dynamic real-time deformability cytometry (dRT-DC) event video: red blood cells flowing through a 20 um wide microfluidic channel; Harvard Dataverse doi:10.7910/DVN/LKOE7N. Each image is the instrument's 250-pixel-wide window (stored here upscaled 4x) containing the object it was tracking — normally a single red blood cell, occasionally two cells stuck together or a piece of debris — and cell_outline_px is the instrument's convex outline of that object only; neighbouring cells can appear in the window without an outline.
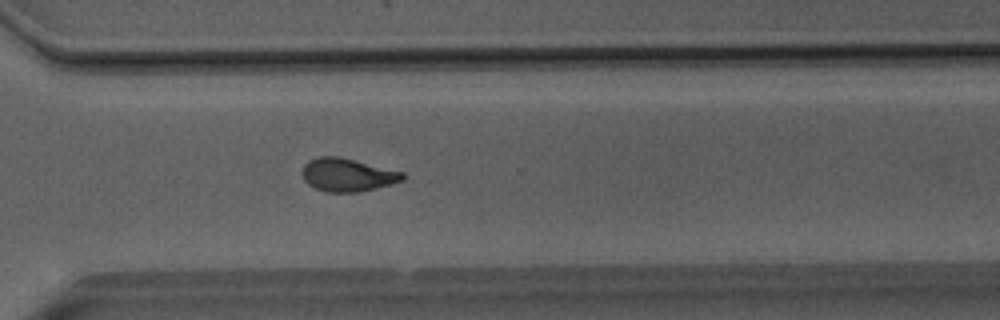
{"species": "Egyptian fruit bat (a non-hibernating species)", "species_latin": "Rousettus aegyptiacus", "temperature_condition": "room temperature", "stored_images_in_passage": 44, "camera_frame_rate_fps": 3000, "um_per_image_px": 0.085, "animal": {"sex": "male"}, "frame": {"image": 1, "passage_image": 36, "time_ms": 11.667, "image_size_px": [1000, 320], "cell_outline_px": [[404, 180], [392, 184], [376, 188], [356, 192], [328, 192], [316, 188], [308, 184], [304, 180], [300, 172], [304, 164], [308, 160], [316, 156], [340, 156], [404, 172]], "centroid_in_image_um": [29.51, 14.85], "position_along_channel_um": 341.1, "area_um2": 19.59}}
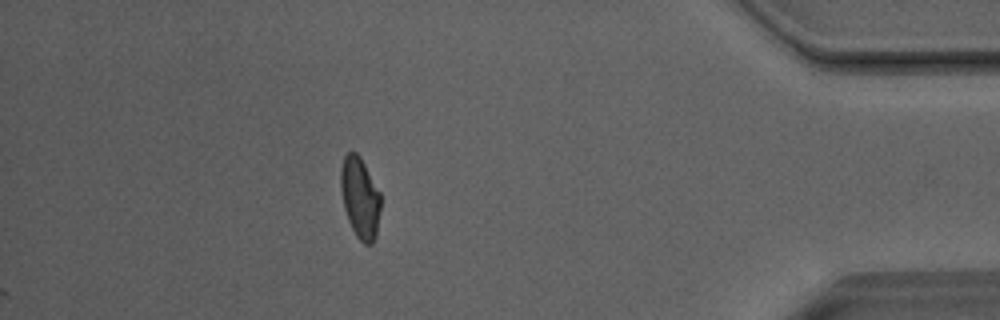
{"frame": {"image": 2, "passage_image": 44, "time_ms": 14.333, "image_size_px": [1000, 320], "cell_outline_px": [[380, 208], [376, 236], [372, 244], [364, 244], [356, 236], [348, 220], [344, 208], [340, 188], [340, 168], [344, 156], [348, 152], [356, 152], [360, 156], [380, 192]], "centroid_in_image_um": [30.59, 16.8], "position_along_channel_um": 404.6, "area_um2": 18.9}, "authors_computed_cell_mechanics": {"area_um2": 19.9699, "velocity_mm_per_s": 4.0632, "shape_relaxation_time_tau1_ms": 5.3447, "shape_relaxation_time_tau2_ms": 1.5199, "deformation_change_tau1": 0.1465, "deformation_change_tau2": 0.0725}}